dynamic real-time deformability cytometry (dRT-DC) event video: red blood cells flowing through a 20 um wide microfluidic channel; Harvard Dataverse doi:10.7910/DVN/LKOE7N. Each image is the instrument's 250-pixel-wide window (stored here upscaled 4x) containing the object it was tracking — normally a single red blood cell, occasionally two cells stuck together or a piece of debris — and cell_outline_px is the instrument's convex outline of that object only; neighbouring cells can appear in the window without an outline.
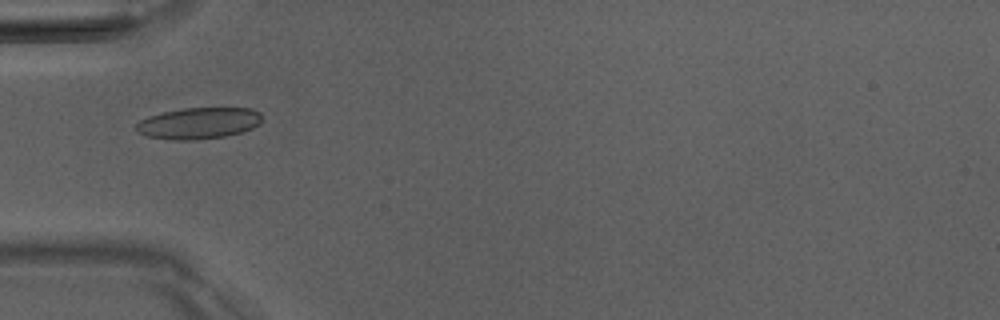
{"species": "Egyptian fruit bat (a non-hibernating species)", "species_latin": "Rousettus aegyptiacus", "temperature_condition": "room temperature", "stored_images_in_passage": 3, "camera_frame_rate_fps": 3000, "um_per_image_px": 0.085, "animal": {"sex": "male"}, "frame": {"image": 1, "passage_image": 3, "time_ms": 2.333, "image_size_px": [1000, 320], "cell_outline_px": [[264, 120], [260, 124], [252, 128], [240, 132], [224, 136], [196, 140], [176, 140], [148, 136], [136, 132], [136, 124], [140, 120], [148, 116], [164, 112], [184, 108], [252, 108], [260, 112]], "centroid_in_image_um": [16.92, 10.47], "position_along_channel_um": 68.1, "area_um2": 23.06}}